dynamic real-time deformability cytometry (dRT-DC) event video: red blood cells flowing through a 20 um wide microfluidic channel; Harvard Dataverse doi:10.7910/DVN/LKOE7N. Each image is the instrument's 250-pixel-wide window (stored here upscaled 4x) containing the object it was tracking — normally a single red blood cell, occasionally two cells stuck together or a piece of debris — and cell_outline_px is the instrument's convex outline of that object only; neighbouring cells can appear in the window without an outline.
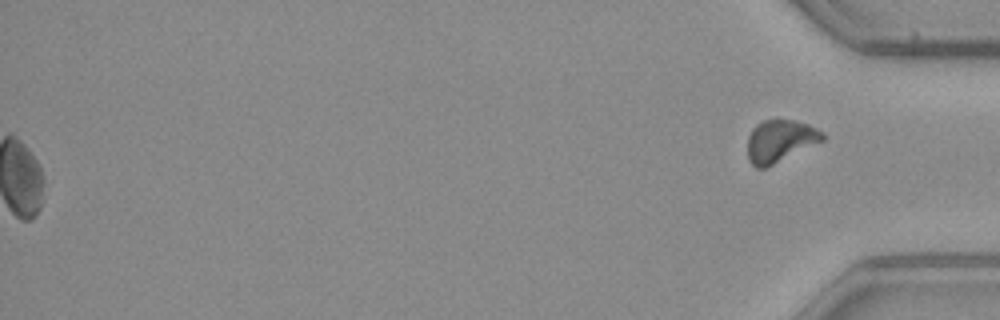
{"species": "common noctule bat (a hibernating species)", "species_latin": "Nyctalus noctula", "temperature_condition": "warm", "stored_images_in_passage": 48, "segment_of_instrument_passage": [2, 2], "camera_frame_rate_fps": 3000, "um_per_image_px": 0.085, "animal": {"sex": "male", "body_mass_g": 23.1, "forearm_length_mm": 52.7}, "frame": {"image": 1, "passage_image": 48, "time_ms": 15.667, "image_size_px": [1000, 320], "cell_outline_px": [[824, 140], [764, 168], [756, 168], [748, 160], [748, 136], [752, 128], [756, 124], [764, 120], [792, 120], [808, 124], [824, 132]], "centroid_in_image_um": [66.29, 11.97], "position_along_channel_um": 368.9, "area_um2": 18.26}}